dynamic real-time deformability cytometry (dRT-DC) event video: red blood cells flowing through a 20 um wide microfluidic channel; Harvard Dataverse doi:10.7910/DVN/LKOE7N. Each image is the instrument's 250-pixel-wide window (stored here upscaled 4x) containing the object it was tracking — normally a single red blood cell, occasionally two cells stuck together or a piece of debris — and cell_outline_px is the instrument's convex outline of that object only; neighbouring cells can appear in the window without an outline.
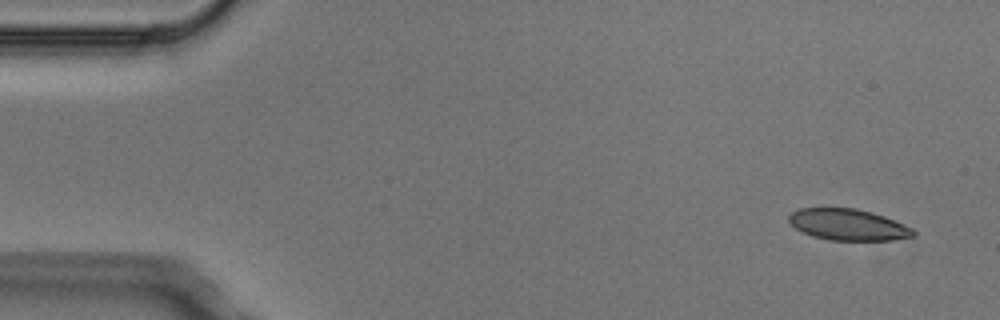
{"species": "Egyptian fruit bat (a non-hibernating species)", "species_latin": "Rousettus aegyptiacus", "temperature_condition": "cold", "stored_images_in_passage": 4, "camera_frame_rate_fps": 3000, "um_per_image_px": 0.085, "animal": {"sex": "male"}, "frame": {"image": 1, "passage_image": 1, "time_ms": 0.0, "image_size_px": [1000, 320], "cell_outline_px": [[916, 232], [912, 236], [892, 240], [828, 240], [812, 236], [796, 228], [788, 220], [788, 216], [792, 212], [800, 208], [856, 208], [872, 212], [884, 216], [912, 228]], "centroid_in_image_um": [72.07, 19.09], "position_along_channel_um": 12.9, "area_um2": 22.54}}
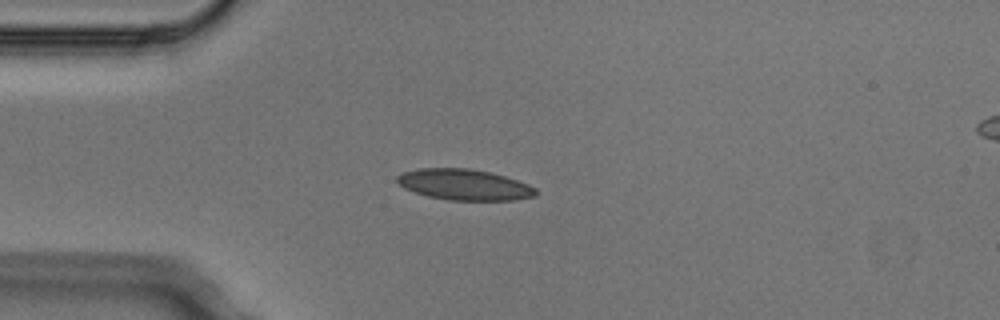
{"frame": {"image": 2, "passage_image": 4, "time_ms": 1.0, "image_size_px": [1000, 320], "cell_outline_px": [[536, 196], [512, 200], [448, 200], [428, 196], [404, 188], [396, 180], [396, 176], [400, 172], [416, 168], [468, 168], [488, 172], [504, 176], [528, 184], [536, 188]], "centroid_in_image_um": [39.42, 15.69], "position_along_channel_um": 45.6, "area_um2": 24.91}}